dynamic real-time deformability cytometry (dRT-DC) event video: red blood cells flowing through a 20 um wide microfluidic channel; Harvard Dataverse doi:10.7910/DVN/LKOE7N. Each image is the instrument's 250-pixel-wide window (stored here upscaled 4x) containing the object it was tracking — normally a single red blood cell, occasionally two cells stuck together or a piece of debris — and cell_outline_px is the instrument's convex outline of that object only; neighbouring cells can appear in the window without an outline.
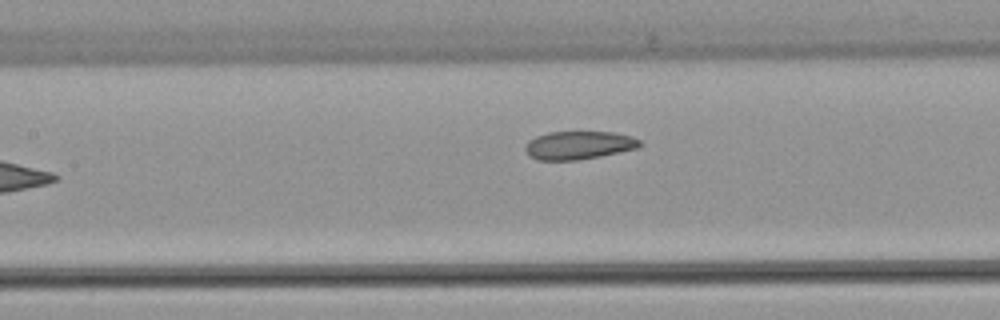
{"species": "common noctule bat (a hibernating species)", "species_latin": "Nyctalus noctula", "temperature_condition": "warm", "stored_images_in_passage": 9, "camera_frame_rate_fps": 3000, "um_per_image_px": 0.085, "animal": {"sex": "female", "body_mass_g": 22.7, "forearm_length_mm": 54.2}, "frame": {"image": 1, "passage_image": 8, "time_ms": 8.667, "image_size_px": [1000, 320], "cell_outline_px": [[644, 144], [640, 148], [600, 156], [576, 160], [536, 160], [524, 148], [528, 140], [536, 136], [548, 132], [612, 132], [632, 136], [640, 140]], "centroid_in_image_um": [49.24, 12.34], "position_along_channel_um": 158.2, "area_um2": 18.9}}
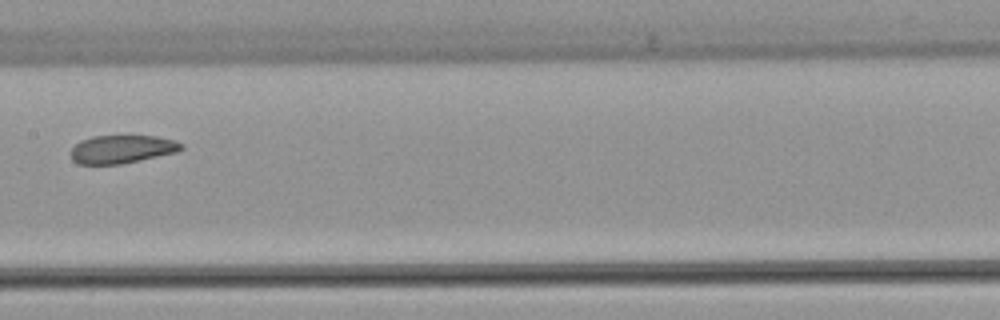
{"frame": {"image": 2, "passage_image": 9, "time_ms": 9.667, "image_size_px": [1000, 320], "cell_outline_px": [[184, 148], [176, 152], [120, 164], [76, 164], [72, 160], [72, 148], [80, 140], [92, 136], [156, 136], [176, 140], [184, 144]], "centroid_in_image_um": [10.37, 12.67], "position_along_channel_um": 197.0, "area_um2": 18.09}}